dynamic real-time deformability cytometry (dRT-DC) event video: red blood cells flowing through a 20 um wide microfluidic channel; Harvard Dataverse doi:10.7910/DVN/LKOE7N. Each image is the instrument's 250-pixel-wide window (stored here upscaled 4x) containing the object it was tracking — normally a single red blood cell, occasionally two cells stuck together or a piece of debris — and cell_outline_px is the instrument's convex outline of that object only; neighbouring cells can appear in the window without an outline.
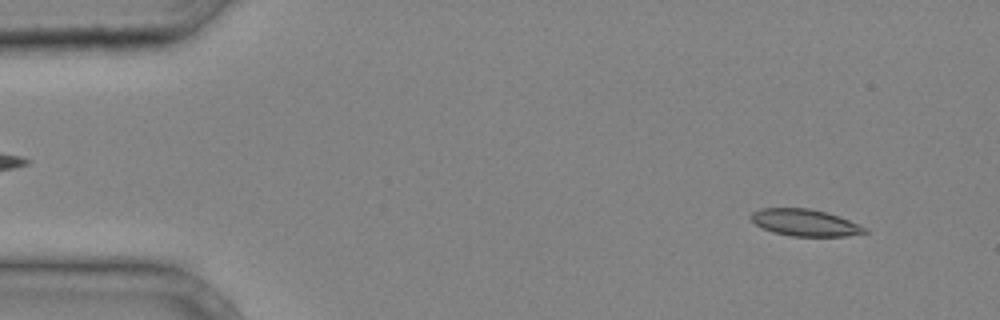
{"species": "common noctule bat (a hibernating species)", "species_latin": "Nyctalus noctula", "temperature_condition": "cold", "stored_images_in_passage": 37, "camera_frame_rate_fps": 3000, "um_per_image_px": 0.085, "animal": {"sex": "male", "body_mass_g": 20.4}, "frame": {"image": 1, "passage_image": 3, "time_ms": 0.667, "image_size_px": [1000, 320], "cell_outline_px": [[868, 232], [844, 236], [792, 236], [772, 232], [756, 224], [748, 216], [752, 212], [760, 208], [808, 208], [824, 212], [848, 220], [868, 228]], "centroid_in_image_um": [68.39, 18.92], "position_along_channel_um": 16.6, "area_um2": 17.57}}
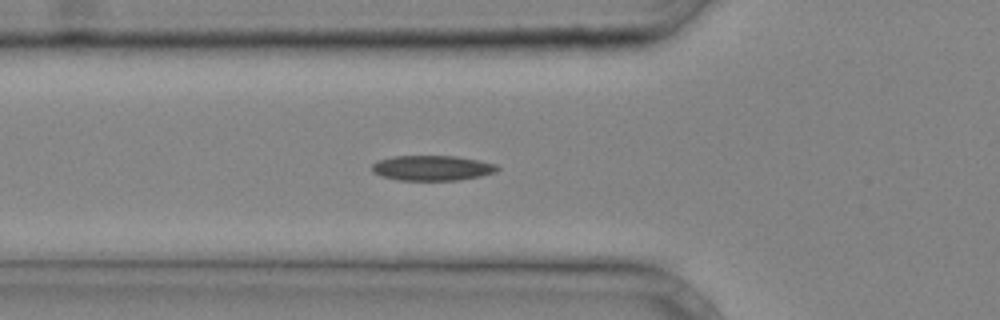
{"frame": {"image": 2, "passage_image": 13, "time_ms": 4.0, "image_size_px": [1000, 320], "cell_outline_px": [[500, 168], [496, 172], [480, 176], [460, 180], [400, 180], [380, 176], [372, 172], [372, 164], [376, 160], [392, 156], [456, 156], [496, 164]], "centroid_in_image_um": [36.7, 14.28], "position_along_channel_um": 89.1, "area_um2": 18.44}}
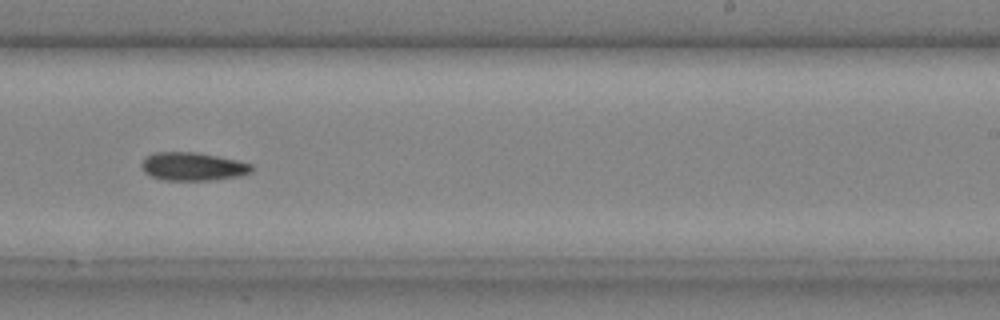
{"frame": {"image": 3, "passage_image": 24, "time_ms": 7.667, "image_size_px": [1000, 320], "cell_outline_px": [[252, 172], [240, 176], [208, 180], [164, 180], [152, 176], [144, 172], [140, 164], [148, 156], [156, 152], [196, 152], [236, 160], [252, 164]], "centroid_in_image_um": [16.39, 14.15], "position_along_channel_um": 272.6, "area_um2": 17.92}}